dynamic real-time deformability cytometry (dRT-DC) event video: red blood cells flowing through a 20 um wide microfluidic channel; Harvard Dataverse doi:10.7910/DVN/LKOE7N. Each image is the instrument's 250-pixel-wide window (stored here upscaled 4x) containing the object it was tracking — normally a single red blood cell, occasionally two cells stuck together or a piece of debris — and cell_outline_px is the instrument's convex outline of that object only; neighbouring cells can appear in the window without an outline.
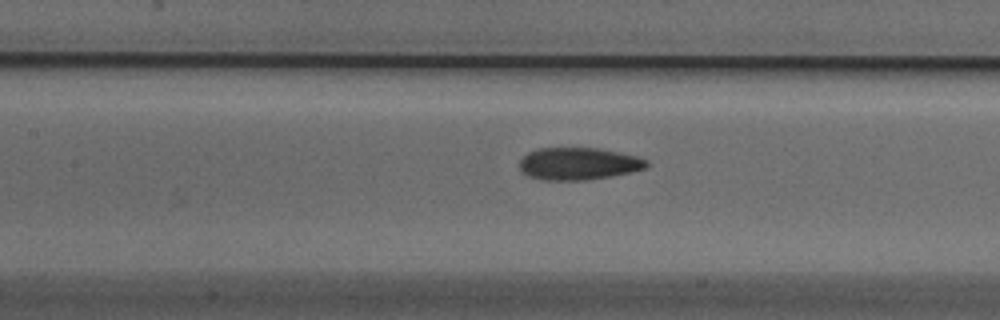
{"species": "Egyptian fruit bat (a non-hibernating species)", "species_latin": "Rousettus aegyptiacus", "temperature_condition": "cold", "stored_images_in_passage": 22, "camera_frame_rate_fps": 3000, "um_per_image_px": 0.085, "animal": {"sex": "male"}, "frame": {"image": 1, "passage_image": 16, "time_ms": 5.0, "image_size_px": [1000, 320], "cell_outline_px": [[648, 168], [632, 172], [612, 176], [588, 180], [544, 180], [528, 176], [520, 168], [520, 160], [528, 152], [536, 148], [600, 148], [636, 156], [648, 160]], "centroid_in_image_um": [49.2, 13.91], "position_along_channel_um": 158.2, "area_um2": 24.04}}
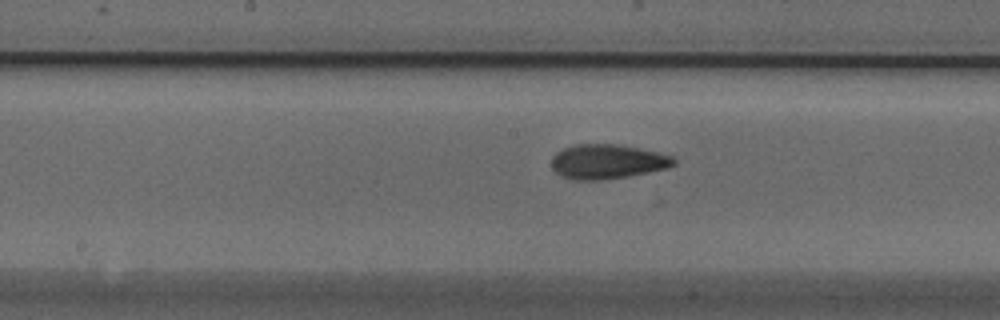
{"frame": {"image": 2, "passage_image": 19, "time_ms": 6.0, "image_size_px": [1000, 320], "cell_outline_px": [[676, 164], [668, 168], [628, 176], [604, 180], [572, 180], [560, 176], [552, 168], [552, 156], [556, 152], [564, 148], [576, 144], [616, 144], [656, 152], [672, 156], [676, 160]], "centroid_in_image_um": [51.6, 13.75], "position_along_channel_um": 196.6, "area_um2": 24.62}}